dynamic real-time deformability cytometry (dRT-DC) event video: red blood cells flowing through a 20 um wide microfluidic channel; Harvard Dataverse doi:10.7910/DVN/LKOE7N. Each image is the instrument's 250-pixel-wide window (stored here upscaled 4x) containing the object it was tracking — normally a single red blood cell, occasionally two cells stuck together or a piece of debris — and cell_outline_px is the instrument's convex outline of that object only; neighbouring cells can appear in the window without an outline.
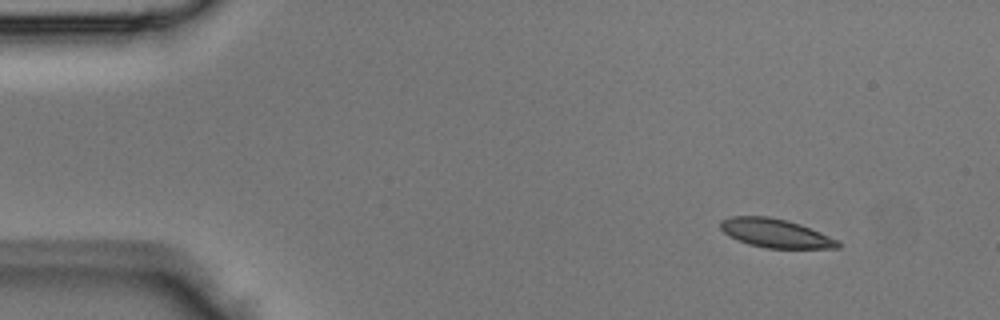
{"species": "Egyptian fruit bat (a non-hibernating species)", "species_latin": "Rousettus aegyptiacus", "temperature_condition": "room temperature", "stored_images_in_passage": 4, "segment_of_instrument_passage": [2, 2], "camera_frame_rate_fps": 3000, "um_per_image_px": 0.085, "animal": {"sex": "male"}, "frame": {"image": 1, "passage_image": 4, "time_ms": 1.0, "image_size_px": [1000, 320], "cell_outline_px": [[840, 248], [768, 248], [748, 244], [724, 232], [720, 228], [720, 220], [732, 216], [768, 216], [788, 220], [800, 224], [840, 240]], "centroid_in_image_um": [65.95, 19.81], "position_along_channel_um": 19.1, "area_um2": 19.59}}